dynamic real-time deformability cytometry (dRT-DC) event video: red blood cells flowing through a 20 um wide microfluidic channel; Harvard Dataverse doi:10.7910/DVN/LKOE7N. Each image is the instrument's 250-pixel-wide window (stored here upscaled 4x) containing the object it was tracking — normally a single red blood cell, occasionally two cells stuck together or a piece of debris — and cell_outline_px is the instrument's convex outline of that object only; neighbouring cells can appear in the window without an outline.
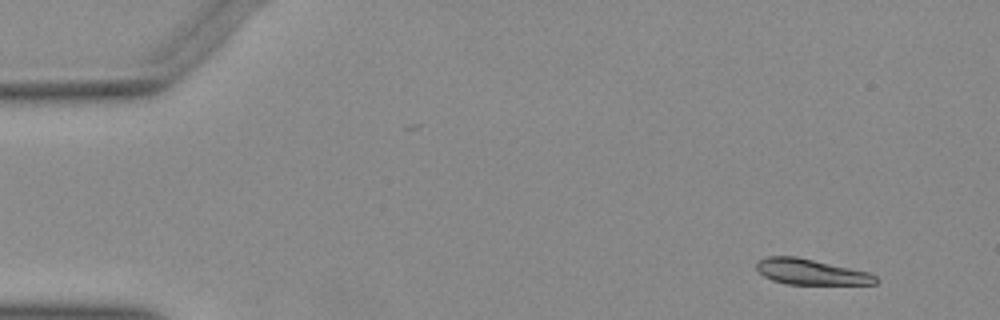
{"species": "Egyptian fruit bat (a non-hibernating species)", "species_latin": "Rousettus aegyptiacus", "temperature_condition": "warm", "stored_images_in_passage": 49, "camera_frame_rate_fps": 3000, "um_per_image_px": 0.085, "animal": {"sex": "female"}, "frame": {"image": 1, "passage_image": 1, "time_ms": 0.0, "image_size_px": [1000, 320], "cell_outline_px": [[880, 280], [876, 284], [788, 284], [772, 280], [764, 276], [756, 268], [756, 260], [768, 256], [796, 256], [868, 272], [876, 276]], "centroid_in_image_um": [68.91, 23.11], "position_along_channel_um": 16.1, "area_um2": 17.74}}
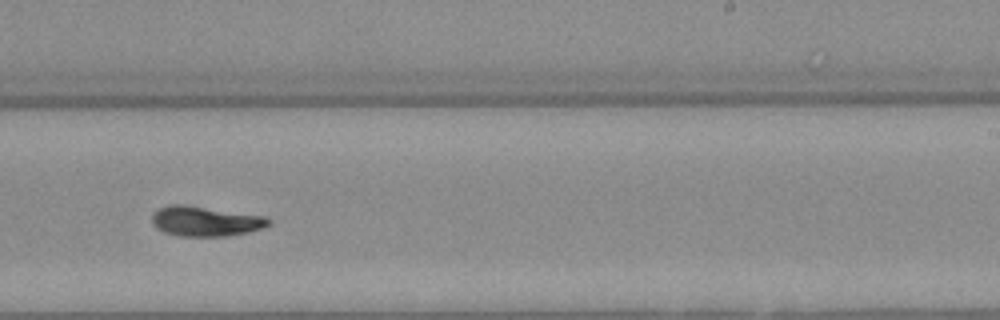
{"frame": {"image": 2, "passage_image": 29, "time_ms": 9.333, "image_size_px": [1000, 320], "cell_outline_px": [[272, 224], [264, 228], [248, 232], [224, 236], [180, 236], [164, 232], [156, 228], [152, 224], [152, 216], [160, 208], [172, 204], [180, 204], [268, 216], [272, 220]], "centroid_in_image_um": [17.52, 18.81], "position_along_channel_um": 271.5, "area_um2": 20.4}}
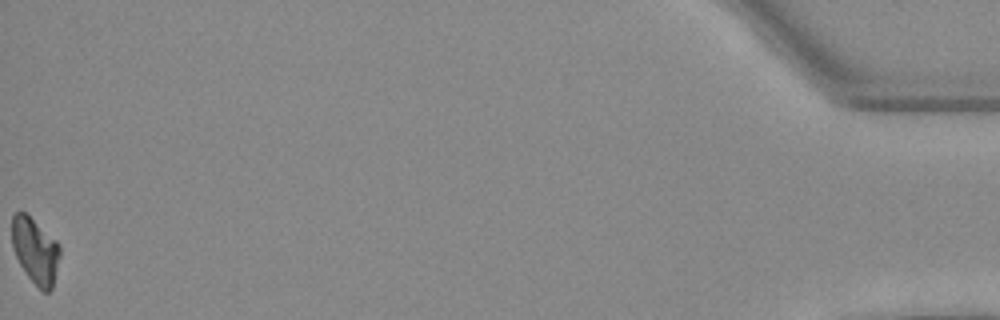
{"frame": {"image": 3, "passage_image": 49, "time_ms": 16.0, "image_size_px": [1000, 320], "cell_outline_px": [[60, 256], [52, 288], [48, 292], [44, 292], [28, 276], [20, 264], [16, 256], [12, 244], [12, 216], [16, 212], [24, 212], [56, 240], [60, 244]], "centroid_in_image_um": [3.01, 21.3], "position_along_channel_um": 432.2, "area_um2": 18.03}}